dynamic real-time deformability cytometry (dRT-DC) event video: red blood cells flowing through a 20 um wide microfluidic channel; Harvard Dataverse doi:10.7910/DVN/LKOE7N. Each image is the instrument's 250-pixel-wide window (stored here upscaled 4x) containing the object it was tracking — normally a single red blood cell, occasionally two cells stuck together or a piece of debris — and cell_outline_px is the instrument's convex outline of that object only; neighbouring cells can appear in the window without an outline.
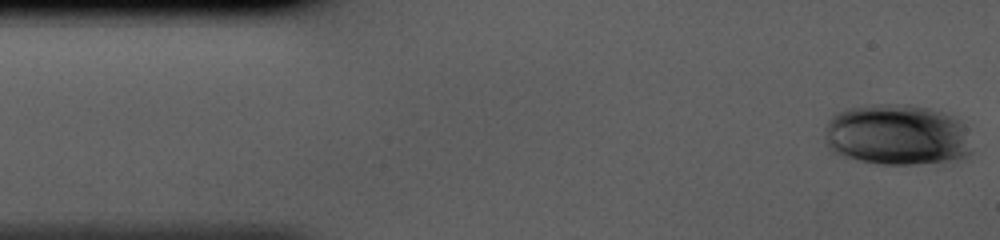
{"species": "human", "species_latin": "Homo sapiens", "temperature_condition": "cold", "stored_images_in_passage": 41, "camera_frame_rate_fps": 3000, "um_per_image_px": 0.085, "donor": {"sex": "male"}, "frame": {"image": 1, "passage_image": 1, "time_ms": 0.0, "image_size_px": [1000, 240], "cell_outline_px": [[972, 152], [964, 160], [916, 164], [876, 164], [856, 160], [832, 152], [824, 144], [824, 128], [828, 120], [836, 112], [848, 108], [876, 104], [912, 104], [944, 112], [960, 120], [968, 128]], "centroid_in_image_um": [76.26, 11.47], "position_along_channel_um": 8.7, "area_um2": 53.7}}
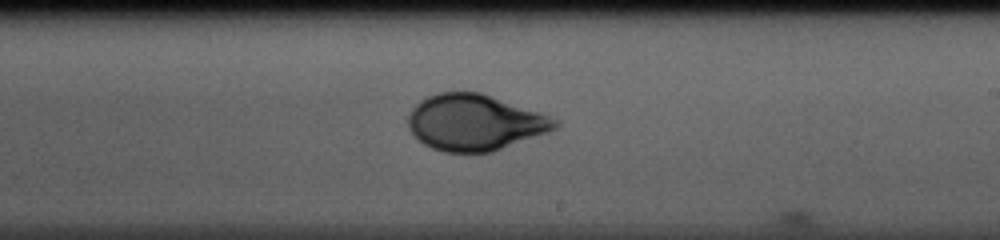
{"frame": {"image": 2, "passage_image": 24, "time_ms": 7.667, "image_size_px": [1000, 240], "cell_outline_px": [[560, 124], [556, 128], [548, 132], [492, 152], [444, 152], [432, 148], [424, 144], [408, 128], [408, 116], [412, 108], [420, 100], [428, 96], [440, 92], [480, 92], [540, 112], [560, 120]], "centroid_in_image_um": [40.37, 10.41], "position_along_channel_um": 248.6, "area_um2": 47.86}}
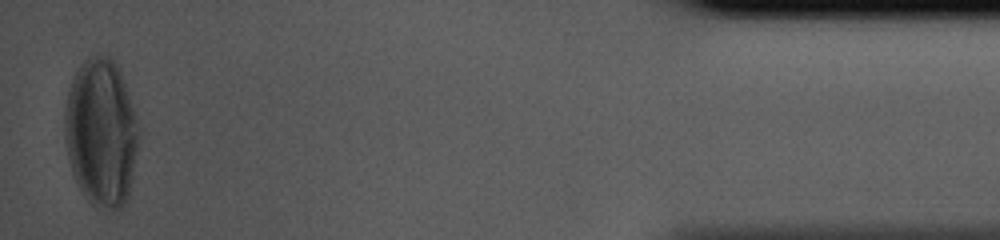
{"frame": {"image": 3, "passage_image": 41, "time_ms": 13.333, "image_size_px": [1000, 240], "cell_outline_px": [[140, 140], [128, 196], [124, 204], [120, 208], [112, 212], [96, 208], [84, 196], [72, 172], [64, 140], [64, 108], [68, 92], [72, 80], [80, 64], [88, 56], [96, 52], [100, 52], [108, 56], [116, 64], [124, 80], [140, 128]], "centroid_in_image_um": [8.6, 11.27], "position_along_channel_um": 426.6, "area_um2": 64.79}}